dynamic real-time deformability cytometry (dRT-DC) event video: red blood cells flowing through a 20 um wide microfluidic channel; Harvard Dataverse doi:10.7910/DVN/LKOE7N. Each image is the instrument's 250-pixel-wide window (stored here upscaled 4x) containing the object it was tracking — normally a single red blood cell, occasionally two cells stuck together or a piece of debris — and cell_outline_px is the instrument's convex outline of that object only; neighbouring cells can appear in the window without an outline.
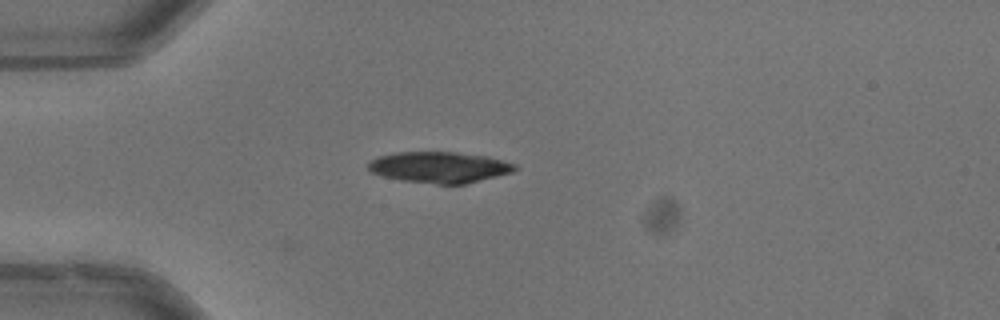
{"species": "common noctule bat (a hibernating species)", "species_latin": "Nyctalus noctula", "temperature_condition": "warm", "stored_images_in_passage": 38, "camera_frame_rate_fps": 3000, "um_per_image_px": 0.085, "animal": {"sex": "male", "body_mass_g": 13.3}, "frame": {"image": 1, "passage_image": 1, "time_ms": 0.0, "image_size_px": [1000, 320], "cell_outline_px": [[520, 168], [512, 172], [464, 184], [436, 184], [400, 180], [368, 172], [368, 164], [376, 156], [396, 152], [456, 152], [488, 156], [504, 160], [516, 164]], "centroid_in_image_um": [37.35, 14.21], "position_along_channel_um": 47.6, "area_um2": 26.7}}